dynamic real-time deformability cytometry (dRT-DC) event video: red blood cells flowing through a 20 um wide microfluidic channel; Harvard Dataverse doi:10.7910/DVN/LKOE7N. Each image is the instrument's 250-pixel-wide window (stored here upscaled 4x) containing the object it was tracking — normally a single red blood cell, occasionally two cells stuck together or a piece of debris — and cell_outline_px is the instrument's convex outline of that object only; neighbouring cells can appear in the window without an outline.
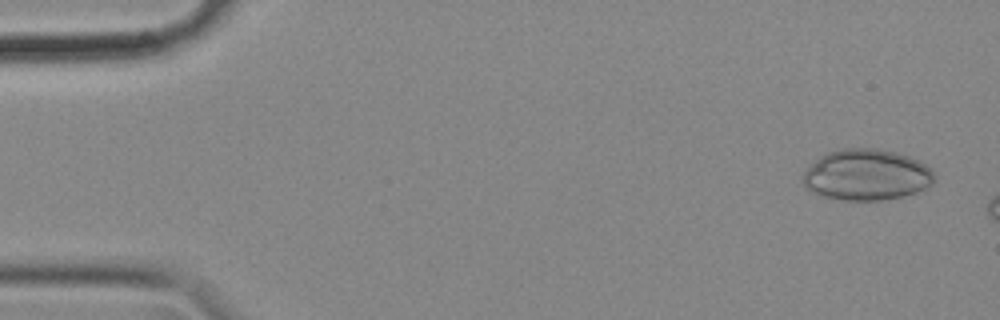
{"species": "common noctule bat (a hibernating species)", "species_latin": "Nyctalus noctula", "temperature_condition": "cold", "stored_images_in_passage": 13, "camera_frame_rate_fps": 3000, "um_per_image_px": 0.085, "animal": {"sex": "female", "body_mass_g": 18.4}, "frame": {"image": 1, "passage_image": 3, "time_ms": 0.667, "image_size_px": [1000, 320], "cell_outline_px": [[936, 180], [932, 184], [916, 192], [900, 196], [880, 200], [844, 200], [824, 196], [804, 188], [804, 172], [816, 160], [828, 152], [844, 148], [876, 148], [896, 152], [908, 156], [932, 168], [936, 176]], "centroid_in_image_um": [73.69, 14.85], "position_along_channel_um": 11.3, "area_um2": 38.84}}